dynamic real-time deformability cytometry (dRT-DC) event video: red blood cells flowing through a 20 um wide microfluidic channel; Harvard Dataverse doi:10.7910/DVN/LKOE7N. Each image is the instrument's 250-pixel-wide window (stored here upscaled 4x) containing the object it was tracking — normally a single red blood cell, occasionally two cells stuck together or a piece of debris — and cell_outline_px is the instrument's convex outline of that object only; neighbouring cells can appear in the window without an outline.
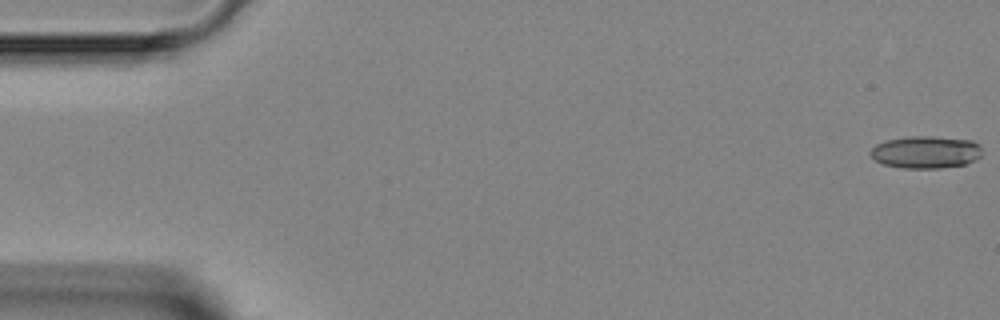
{"species": "Egyptian fruit bat (a non-hibernating species)", "species_latin": "Rousettus aegyptiacus", "temperature_condition": "room temperature", "stored_images_in_passage": 7, "camera_frame_rate_fps": 3000, "um_per_image_px": 0.085, "animal": {"sex": "female"}, "frame": {"image": 1, "passage_image": 1, "time_ms": 0.0, "image_size_px": [1000, 320], "cell_outline_px": [[980, 156], [976, 160], [964, 164], [940, 168], [904, 168], [884, 164], [876, 160], [868, 152], [876, 144], [888, 140], [908, 136], [932, 136], [972, 140], [980, 144]], "centroid_in_image_um": [78.7, 12.92], "position_along_channel_um": 6.3, "area_um2": 20.98}}
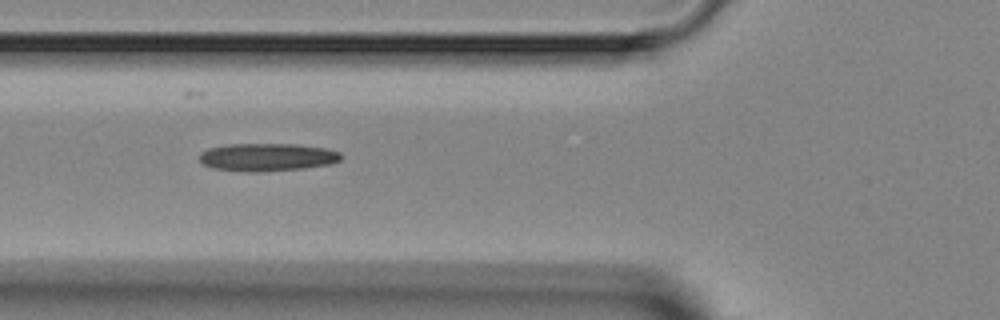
{"frame": {"image": 2, "passage_image": 6, "time_ms": 5.667, "image_size_px": [1000, 320], "cell_outline_px": [[340, 160], [332, 164], [304, 168], [256, 172], [248, 172], [212, 168], [200, 164], [200, 152], [208, 148], [228, 144], [300, 144], [324, 148], [340, 152]], "centroid_in_image_um": [22.68, 13.36], "position_along_channel_um": 103.1, "area_um2": 23.12}}
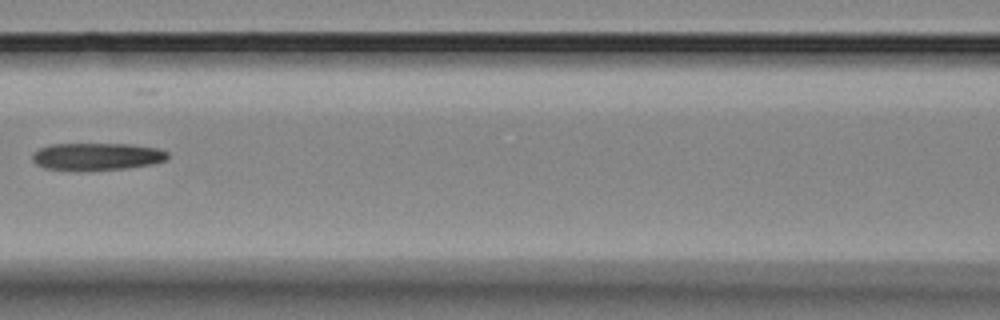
{"frame": {"image": 3, "passage_image": 7, "time_ms": 7.0, "image_size_px": [1000, 320], "cell_outline_px": [[168, 160], [152, 164], [124, 168], [44, 168], [36, 164], [32, 160], [32, 152], [40, 148], [52, 144], [128, 144], [160, 148], [168, 152]], "centroid_in_image_um": [8.28, 13.26], "position_along_channel_um": 158.3, "area_um2": 20.87}}